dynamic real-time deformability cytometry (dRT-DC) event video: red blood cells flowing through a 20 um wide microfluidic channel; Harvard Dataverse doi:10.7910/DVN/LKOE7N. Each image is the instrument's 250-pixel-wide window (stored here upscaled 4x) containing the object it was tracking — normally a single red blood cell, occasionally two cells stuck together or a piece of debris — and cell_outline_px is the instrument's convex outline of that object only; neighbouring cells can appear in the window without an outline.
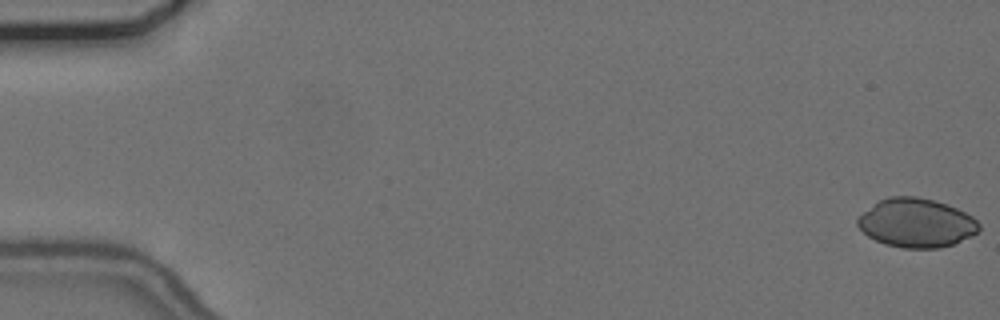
{"species": "common noctule bat (a hibernating species)", "species_latin": "Nyctalus noctula", "temperature_condition": "cold", "stored_images_in_passage": 57, "camera_frame_rate_fps": 3000, "um_per_image_px": 0.085, "animal": {"sex": "female", "body_mass_g": 24.6, "forearm_length_mm": 56.2}, "frame": {"image": 1, "passage_image": 1, "time_ms": 0.0, "image_size_px": [1000, 320], "cell_outline_px": [[980, 228], [972, 236], [952, 244], [940, 248], [904, 248], [884, 244], [868, 236], [856, 224], [856, 220], [864, 212], [880, 200], [888, 196], [916, 196], [948, 204], [972, 216], [980, 224]], "centroid_in_image_um": [77.9, 18.95], "position_along_channel_um": 7.1, "area_um2": 34.39}}